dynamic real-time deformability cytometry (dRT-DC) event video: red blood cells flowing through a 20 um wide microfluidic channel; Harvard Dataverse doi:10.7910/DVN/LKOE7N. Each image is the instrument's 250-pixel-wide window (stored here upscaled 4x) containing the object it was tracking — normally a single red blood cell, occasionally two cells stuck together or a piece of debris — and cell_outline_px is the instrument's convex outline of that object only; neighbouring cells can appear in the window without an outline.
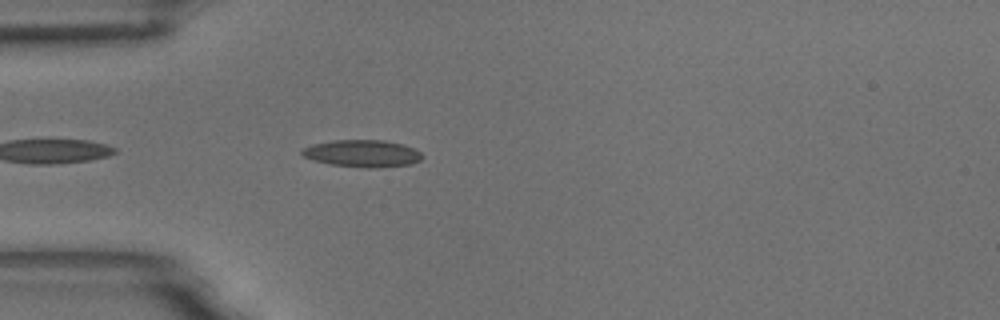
{"species": "common noctule bat (a hibernating species)", "species_latin": "Nyctalus noctula", "temperature_condition": "room temperature", "stored_images_in_passage": 8, "camera_frame_rate_fps": 3000, "um_per_image_px": 0.085, "animal": {"sex": "male", "body_mass_g": 18.8}, "frame": {"image": 1, "passage_image": 4, "time_ms": 1.0, "image_size_px": [1000, 320], "cell_outline_px": [[424, 156], [420, 160], [412, 164], [372, 168], [364, 168], [328, 164], [312, 160], [304, 156], [300, 152], [304, 148], [312, 144], [332, 140], [384, 140], [404, 144], [416, 148]], "centroid_in_image_um": [30.82, 13.04], "position_along_channel_um": 54.2, "area_um2": 19.25}}